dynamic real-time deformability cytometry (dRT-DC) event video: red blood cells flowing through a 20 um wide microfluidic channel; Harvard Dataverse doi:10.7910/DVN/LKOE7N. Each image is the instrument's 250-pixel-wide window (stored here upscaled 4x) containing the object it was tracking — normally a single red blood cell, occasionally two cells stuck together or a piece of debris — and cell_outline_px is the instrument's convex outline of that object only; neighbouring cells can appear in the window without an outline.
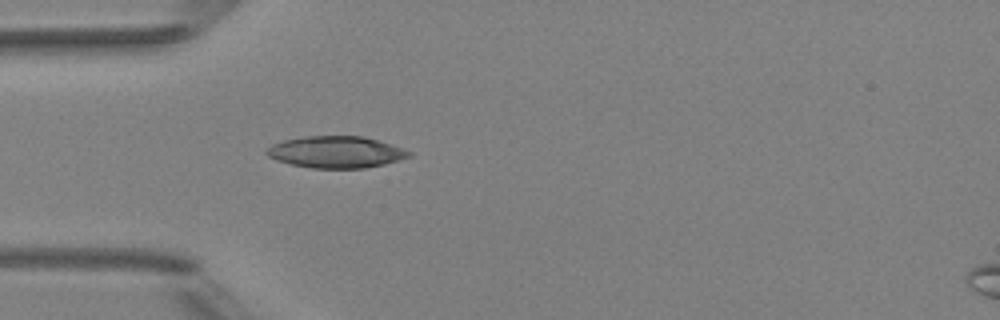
{"species": "Egyptian fruit bat (a non-hibernating species)", "species_latin": "Rousettus aegyptiacus", "temperature_condition": "room temperature", "stored_images_in_passage": 1, "camera_frame_rate_fps": 3000, "um_per_image_px": 0.085, "animal": {"sex": "female"}, "frame": {"image": 1, "passage_image": 1, "time_ms": 0.0, "image_size_px": [1000, 320], "cell_outline_px": [[412, 156], [384, 164], [364, 168], [312, 168], [292, 164], [276, 160], [268, 156], [264, 152], [272, 144], [284, 140], [304, 136], [364, 136], [380, 140], [404, 148], [412, 152]], "centroid_in_image_um": [28.59, 12.91], "position_along_channel_um": 56.4, "area_um2": 26.41}}